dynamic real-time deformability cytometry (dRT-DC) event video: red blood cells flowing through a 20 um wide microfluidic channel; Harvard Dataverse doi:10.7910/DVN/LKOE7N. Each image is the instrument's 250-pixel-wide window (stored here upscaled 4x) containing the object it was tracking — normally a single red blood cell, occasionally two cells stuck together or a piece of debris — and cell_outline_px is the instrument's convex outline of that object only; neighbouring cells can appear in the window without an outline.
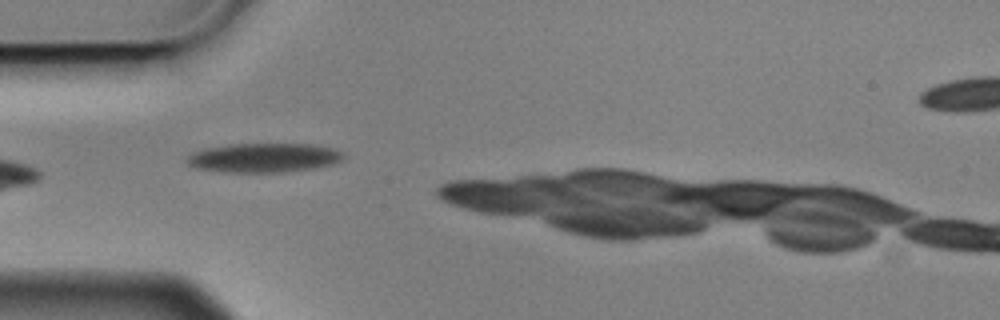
{"species": "Egyptian fruit bat (a non-hibernating species)", "species_latin": "Rousettus aegyptiacus", "temperature_condition": "cold", "stored_images_in_passage": 6, "camera_frame_rate_fps": 3000, "um_per_image_px": 0.085, "animal": {"sex": "male"}, "frame": {"image": 1, "passage_image": 2, "time_ms": 0.333, "image_size_px": [1000, 320], "cell_outline_px": [[344, 156], [340, 160], [332, 164], [312, 168], [284, 172], [224, 172], [196, 168], [188, 164], [184, 160], [192, 152], [204, 148], [228, 144], [312, 144], [332, 148], [344, 152]], "centroid_in_image_um": [22.38, 13.4], "position_along_channel_um": 62.6, "area_um2": 26.7}}
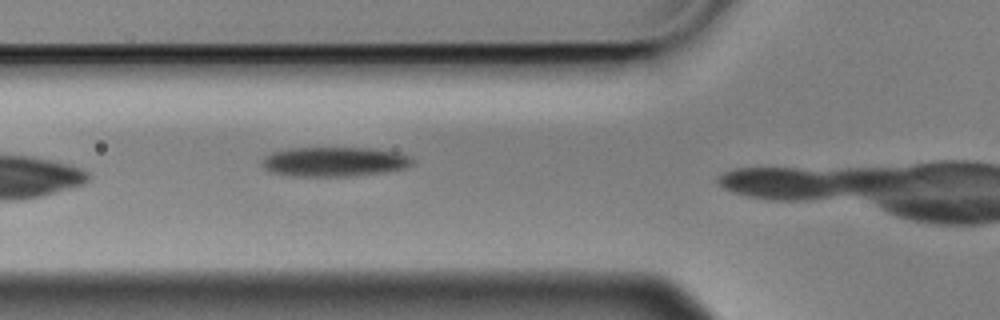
{"frame": {"image": 2, "passage_image": 3, "time_ms": 0.667, "image_size_px": [1000, 320], "cell_outline_px": [[412, 164], [404, 168], [384, 172], [348, 176], [296, 176], [272, 172], [264, 168], [264, 156], [272, 152], [288, 148], [376, 148], [400, 152], [408, 156], [412, 160]], "centroid_in_image_um": [28.44, 13.73], "position_along_channel_um": 97.4, "area_um2": 25.72}}